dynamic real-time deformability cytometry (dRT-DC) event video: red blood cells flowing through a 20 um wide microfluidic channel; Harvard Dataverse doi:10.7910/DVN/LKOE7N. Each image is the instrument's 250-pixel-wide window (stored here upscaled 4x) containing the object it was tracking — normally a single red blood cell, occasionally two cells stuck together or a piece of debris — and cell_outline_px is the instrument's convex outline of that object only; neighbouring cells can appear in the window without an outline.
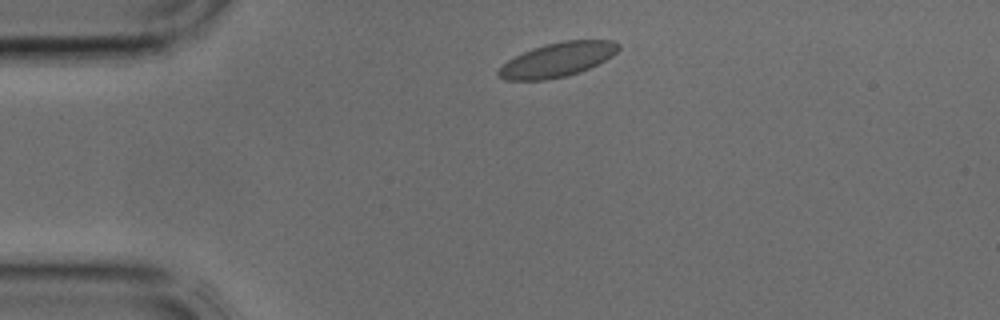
{"species": "common noctule bat (a hibernating species)", "species_latin": "Nyctalus noctula", "temperature_condition": "cold", "stored_images_in_passage": 1, "camera_frame_rate_fps": 3000, "um_per_image_px": 0.085, "animal": {"sex": "male", "body_mass_g": 17.9, "forearm_length_mm": 54.2}, "frame": {"image": 1, "passage_image": 1, "time_ms": 0.0, "image_size_px": [1000, 320], "cell_outline_px": [[620, 48], [612, 56], [580, 72], [568, 76], [544, 80], [504, 80], [496, 76], [496, 72], [508, 60], [532, 48], [544, 44], [564, 40], [616, 40], [620, 44]], "centroid_in_image_um": [47.38, 5.07], "position_along_channel_um": 37.6, "area_um2": 23.99}}